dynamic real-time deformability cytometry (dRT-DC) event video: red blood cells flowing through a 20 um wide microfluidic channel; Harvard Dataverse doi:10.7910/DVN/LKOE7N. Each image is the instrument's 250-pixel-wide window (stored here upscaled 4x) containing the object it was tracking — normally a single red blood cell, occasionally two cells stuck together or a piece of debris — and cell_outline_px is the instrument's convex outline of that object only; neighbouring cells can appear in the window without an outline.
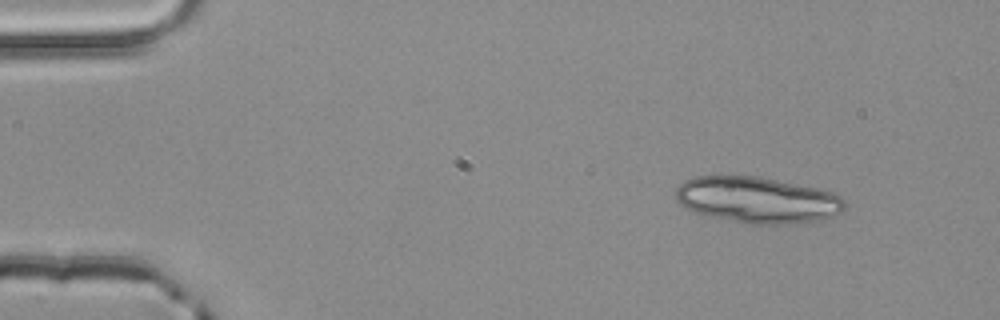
{"species": "common noctule bat (a hibernating species)", "species_latin": "Nyctalus noctula", "temperature_condition": "room temperature", "stored_images_in_passage": 3, "camera_frame_rate_fps": 3000, "um_per_image_px": 0.085, "animal": {"sex": "male", "body_mass_g": 20.4}, "frame": {"image": 1, "passage_image": 1, "time_ms": 0.0, "image_size_px": [1000, 320], "cell_outline_px": [[848, 208], [840, 212], [820, 220], [800, 224], [748, 224], [704, 216], [692, 212], [684, 208], [676, 200], [676, 188], [684, 180], [692, 176], [756, 176], [820, 188], [832, 192], [840, 196], [848, 204]], "centroid_in_image_um": [64.37, 17.01], "position_along_channel_um": 20.6, "area_um2": 46.3}}